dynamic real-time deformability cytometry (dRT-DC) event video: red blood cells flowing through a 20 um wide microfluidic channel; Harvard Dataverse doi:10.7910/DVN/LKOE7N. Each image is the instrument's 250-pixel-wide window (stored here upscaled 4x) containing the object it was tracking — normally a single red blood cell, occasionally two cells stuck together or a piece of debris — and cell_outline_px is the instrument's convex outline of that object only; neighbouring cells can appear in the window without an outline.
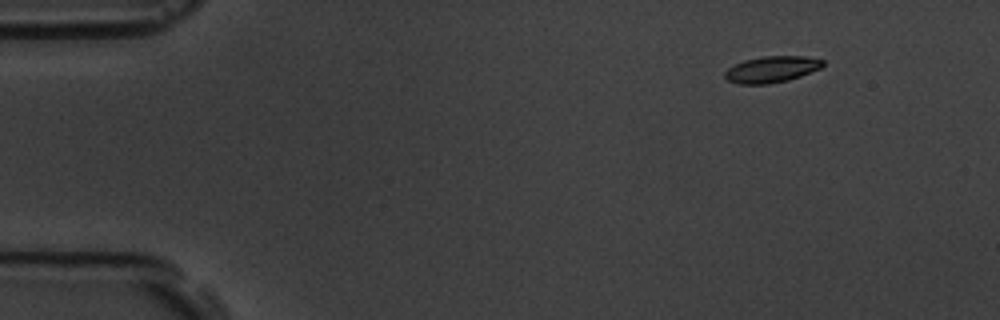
{"species": "common noctule bat (a hibernating species)", "species_latin": "Nyctalus noctula", "temperature_condition": "room temperature", "stored_images_in_passage": 6, "camera_frame_rate_fps": 3000, "um_per_image_px": 0.085, "animal": {"sex": "male", "body_mass_g": 19.5, "forearm_length_mm": 54.6}, "frame": {"image": 1, "passage_image": 6, "time_ms": 6.0, "image_size_px": [1000, 320], "cell_outline_px": [[824, 64], [820, 68], [800, 76], [788, 80], [768, 84], [740, 84], [728, 80], [724, 76], [724, 72], [728, 68], [744, 60], [764, 56], [804, 56], [824, 60]], "centroid_in_image_um": [65.58, 5.89], "position_along_channel_um": 19.4, "area_um2": 14.91}}